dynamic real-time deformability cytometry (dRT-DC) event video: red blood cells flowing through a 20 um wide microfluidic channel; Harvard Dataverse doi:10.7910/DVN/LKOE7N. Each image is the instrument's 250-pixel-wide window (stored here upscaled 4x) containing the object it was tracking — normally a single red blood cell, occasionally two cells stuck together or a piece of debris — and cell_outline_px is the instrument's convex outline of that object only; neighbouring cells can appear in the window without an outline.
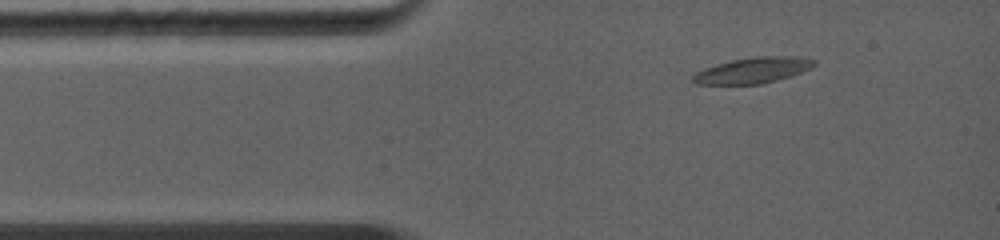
{"species": "common noctule bat (a hibernating species)", "species_latin": "Nyctalus noctula", "temperature_condition": "warm", "stored_images_in_passage": 5, "camera_frame_rate_fps": 5000, "um_per_image_px": 0.085, "animal": {"sex": "female", "body_mass_g": 19.0, "forearm_length_mm": 56.7}, "frame": {"image": 1, "passage_image": 2, "time_ms": 0.8, "image_size_px": [1000, 240], "cell_outline_px": [[816, 64], [812, 68], [776, 80], [760, 84], [696, 84], [692, 80], [692, 76], [696, 72], [704, 68], [716, 64], [732, 60], [756, 56], [796, 56], [816, 60]], "centroid_in_image_um": [63.99, 5.97], "position_along_channel_um": 21.0, "area_um2": 18.15}}
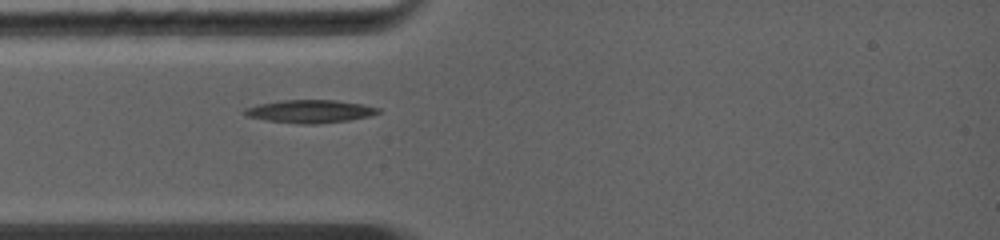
{"frame": {"image": 2, "passage_image": 4, "time_ms": 2.4, "image_size_px": [1000, 240], "cell_outline_px": [[380, 112], [372, 116], [348, 120], [312, 124], [300, 124], [268, 120], [244, 116], [244, 108], [256, 104], [280, 100], [336, 100], [360, 104], [380, 108]], "centroid_in_image_um": [26.32, 9.46], "position_along_channel_um": 58.7, "area_um2": 17.86}}
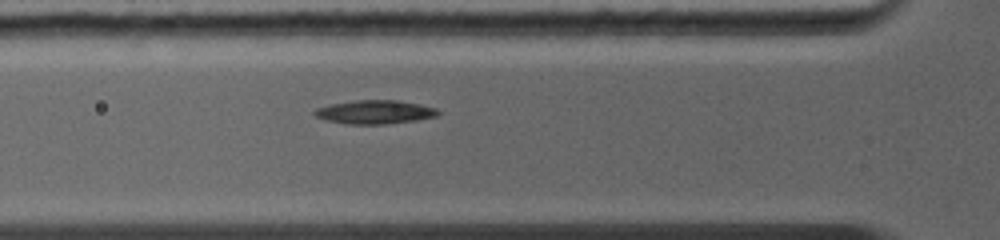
{"frame": {"image": 3, "passage_image": 5, "time_ms": 3.2, "image_size_px": [1000, 240], "cell_outline_px": [[440, 112], [436, 116], [416, 120], [384, 124], [348, 124], [324, 120], [316, 116], [312, 112], [316, 108], [332, 104], [356, 100], [396, 100], [420, 104], [436, 108]], "centroid_in_image_um": [31.84, 9.52], "position_along_channel_um": 94.0, "area_um2": 16.94}}